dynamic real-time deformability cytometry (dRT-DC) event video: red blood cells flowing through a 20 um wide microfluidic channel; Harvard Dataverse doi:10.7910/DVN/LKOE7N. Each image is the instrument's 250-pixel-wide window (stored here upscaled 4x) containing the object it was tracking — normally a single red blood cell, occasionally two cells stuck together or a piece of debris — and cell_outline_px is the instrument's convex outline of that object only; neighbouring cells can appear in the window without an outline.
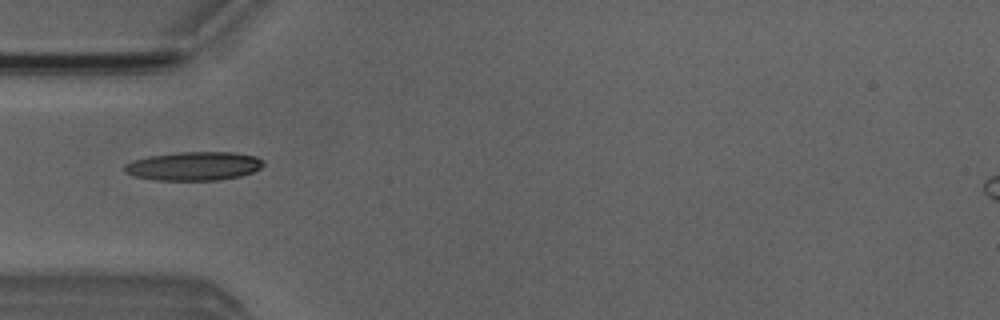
{"species": "Egyptian fruit bat (a non-hibernating species)", "species_latin": "Rousettus aegyptiacus", "temperature_condition": "room temperature", "stored_images_in_passage": 5, "camera_frame_rate_fps": 3000, "um_per_image_px": 0.085, "animal": {"sex": "male"}, "frame": {"image": 1, "passage_image": 4, "time_ms": 4.333, "image_size_px": [1000, 320], "cell_outline_px": [[264, 164], [260, 168], [252, 172], [240, 176], [220, 180], [156, 180], [136, 176], [124, 172], [124, 164], [148, 156], [176, 152], [232, 152], [256, 156], [264, 160]], "centroid_in_image_um": [16.5, 14.11], "position_along_channel_um": 68.5, "area_um2": 23.24}}